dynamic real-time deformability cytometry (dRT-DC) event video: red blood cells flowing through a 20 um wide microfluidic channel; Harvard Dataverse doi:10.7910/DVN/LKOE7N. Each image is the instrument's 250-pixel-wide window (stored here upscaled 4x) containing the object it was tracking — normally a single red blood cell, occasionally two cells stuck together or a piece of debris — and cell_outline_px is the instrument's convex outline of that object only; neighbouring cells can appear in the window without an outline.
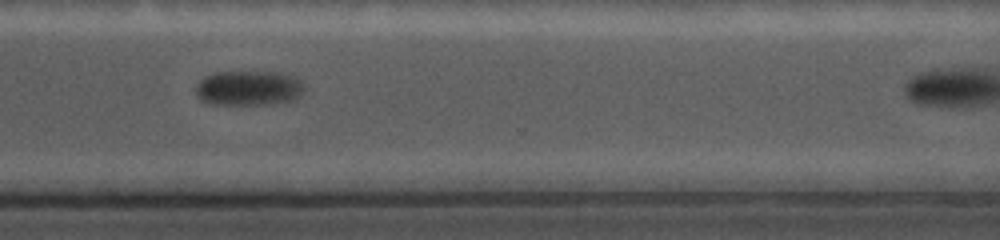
{"species": "common noctule bat (a hibernating species)", "species_latin": "Nyctalus noctula", "temperature_condition": "cold", "stored_images_in_passage": 19, "camera_frame_rate_fps": 5000, "um_per_image_px": 0.085, "animal": {"sex": "female", "body_mass_g": 19.0, "forearm_length_mm": 56.7}, "frame": {"image": 1, "passage_image": 14, "time_ms": 7.0, "image_size_px": [1000, 240], "cell_outline_px": [[304, 92], [300, 96], [292, 100], [272, 104], [212, 104], [200, 100], [196, 96], [196, 84], [204, 76], [216, 72], [280, 72], [292, 76], [300, 80], [304, 84]], "centroid_in_image_um": [21.13, 7.49], "position_along_channel_um": 349.5, "area_um2": 22.25}}
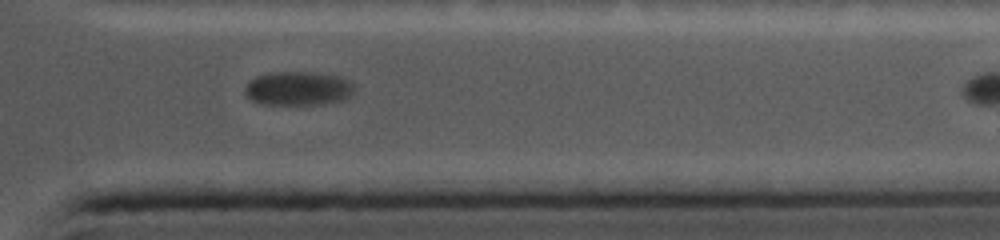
{"frame": {"image": 2, "passage_image": 16, "time_ms": 8.0, "image_size_px": [1000, 240], "cell_outline_px": [[356, 92], [352, 96], [344, 100], [324, 104], [264, 104], [252, 100], [244, 92], [244, 88], [248, 80], [256, 76], [272, 72], [316, 72], [340, 76], [352, 80], [356, 88]], "centroid_in_image_um": [25.42, 7.51], "position_along_channel_um": 386.0, "area_um2": 22.2}}